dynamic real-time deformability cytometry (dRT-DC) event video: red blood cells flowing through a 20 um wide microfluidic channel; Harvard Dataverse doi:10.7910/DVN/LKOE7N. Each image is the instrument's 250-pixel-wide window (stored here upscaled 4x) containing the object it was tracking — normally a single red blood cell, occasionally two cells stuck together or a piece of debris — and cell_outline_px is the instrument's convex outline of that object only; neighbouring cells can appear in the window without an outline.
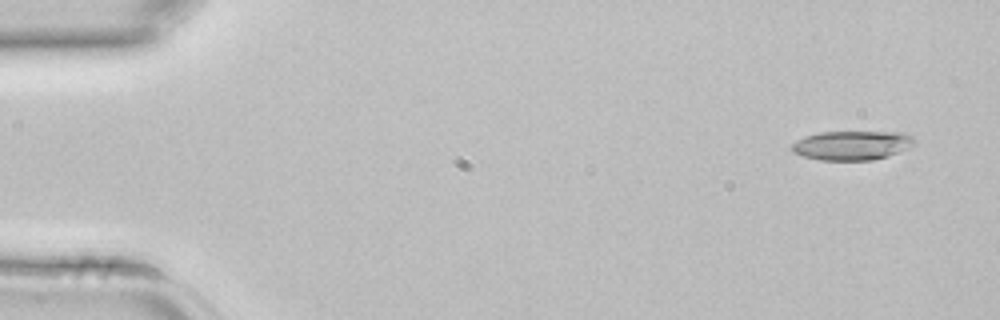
{"species": "common noctule bat (a hibernating species)", "species_latin": "Nyctalus noctula", "temperature_condition": "room temperature", "stored_images_in_passage": 5, "segment_of_instrument_passage": [2, 2], "camera_frame_rate_fps": 3000, "um_per_image_px": 0.085, "animal": {"sex": "female", "body_mass_g": 22.7, "forearm_length_mm": 54.2}, "frame": {"image": 1, "passage_image": 5, "time_ms": 1.333, "image_size_px": [1000, 320], "cell_outline_px": [[916, 144], [908, 148], [888, 156], [872, 160], [820, 160], [804, 156], [792, 152], [792, 144], [796, 140], [804, 136], [820, 132], [904, 132], [912, 136], [916, 140]], "centroid_in_image_um": [72.44, 12.35], "position_along_channel_um": 12.6, "area_um2": 20.98}}